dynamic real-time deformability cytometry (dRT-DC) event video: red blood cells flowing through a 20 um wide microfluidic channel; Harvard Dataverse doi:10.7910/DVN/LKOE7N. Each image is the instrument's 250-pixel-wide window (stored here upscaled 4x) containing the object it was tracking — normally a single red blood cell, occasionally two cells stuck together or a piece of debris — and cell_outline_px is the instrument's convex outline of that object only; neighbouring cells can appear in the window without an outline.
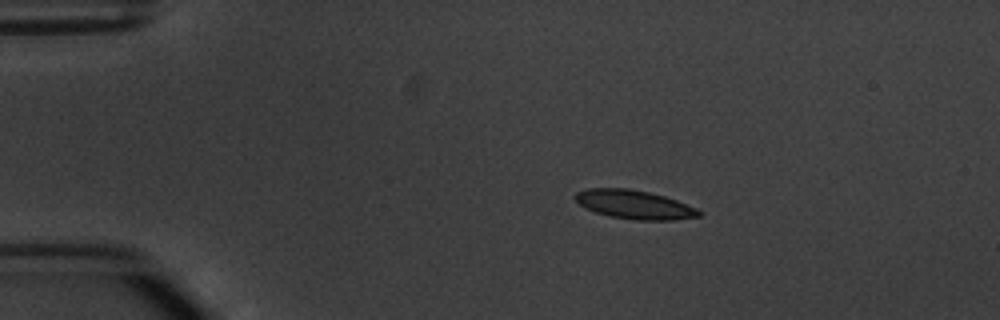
{"species": "common noctule bat (a hibernating species)", "species_latin": "Nyctalus noctula", "temperature_condition": "warm", "stored_images_in_passage": 5, "camera_frame_rate_fps": 3000, "um_per_image_px": 0.085, "animal": {"sex": "male", "body_mass_g": 20.1, "forearm_length_mm": 53.5}, "frame": {"image": 1, "passage_image": 1, "time_ms": 0.0, "image_size_px": [1000, 320], "cell_outline_px": [[704, 212], [700, 216], [672, 220], [640, 220], [612, 216], [596, 212], [580, 204], [572, 196], [576, 192], [588, 188], [628, 188], [648, 192], [664, 196], [676, 200], [696, 208]], "centroid_in_image_um": [53.93, 17.38], "position_along_channel_um": 31.1, "area_um2": 20.52}}
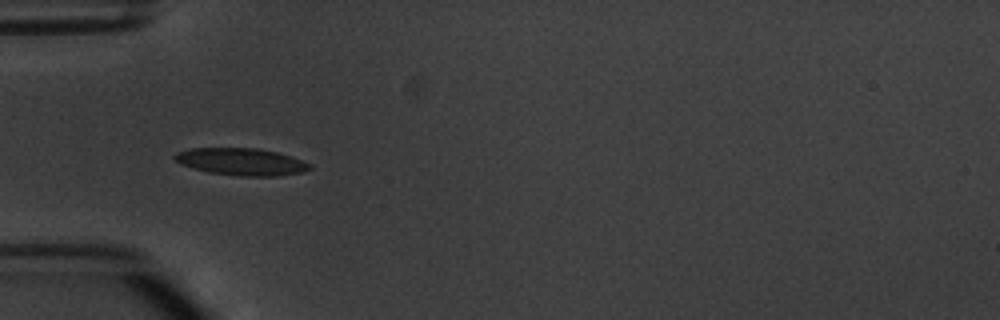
{"frame": {"image": 2, "passage_image": 3, "time_ms": 2.333, "image_size_px": [1000, 320], "cell_outline_px": [[312, 168], [304, 172], [276, 176], [240, 176], [208, 172], [192, 168], [180, 164], [172, 156], [176, 152], [188, 148], [256, 148], [276, 152], [312, 164]], "centroid_in_image_um": [20.48, 13.75], "position_along_channel_um": 64.5, "area_um2": 21.39}}